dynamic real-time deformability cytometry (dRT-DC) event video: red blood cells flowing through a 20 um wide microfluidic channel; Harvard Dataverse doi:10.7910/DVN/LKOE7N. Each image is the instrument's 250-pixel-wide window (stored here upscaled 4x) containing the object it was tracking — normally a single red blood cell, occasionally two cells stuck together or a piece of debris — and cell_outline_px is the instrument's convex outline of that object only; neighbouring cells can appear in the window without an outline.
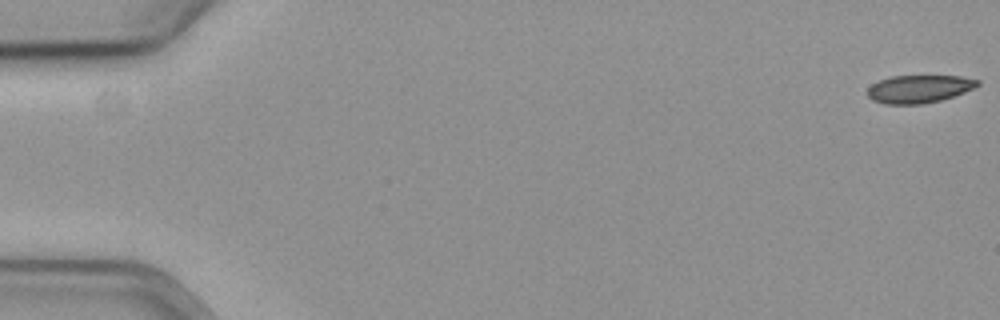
{"species": "common noctule bat (a hibernating species)", "species_latin": "Nyctalus noctula", "temperature_condition": "cold", "stored_images_in_passage": 20, "camera_frame_rate_fps": 3000, "um_per_image_px": 0.085, "animal": {"sex": "female", "body_mass_g": 19.3, "forearm_length_mm": 54.1}, "frame": {"image": 1, "passage_image": 1, "time_ms": 0.0, "image_size_px": [1000, 320], "cell_outline_px": [[980, 84], [964, 92], [940, 100], [924, 104], [884, 104], [872, 100], [868, 96], [868, 88], [872, 84], [880, 80], [892, 76], [960, 76], [980, 80]], "centroid_in_image_um": [78.1, 7.56], "position_along_channel_um": 6.9, "area_um2": 17.74}}
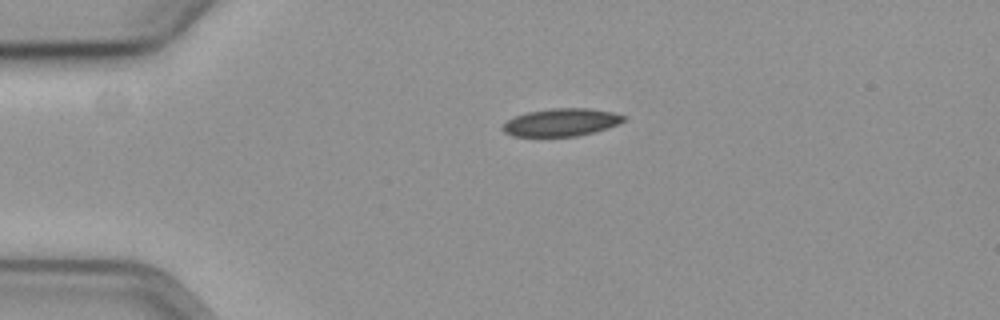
{"frame": {"image": 2, "passage_image": 14, "time_ms": 4.333, "image_size_px": [1000, 320], "cell_outline_px": [[624, 120], [620, 124], [608, 128], [576, 136], [512, 136], [504, 132], [500, 128], [508, 120], [516, 116], [528, 112], [552, 108], [588, 108], [612, 112], [624, 116]], "centroid_in_image_um": [47.7, 10.4], "position_along_channel_um": 37.3, "area_um2": 19.36}}